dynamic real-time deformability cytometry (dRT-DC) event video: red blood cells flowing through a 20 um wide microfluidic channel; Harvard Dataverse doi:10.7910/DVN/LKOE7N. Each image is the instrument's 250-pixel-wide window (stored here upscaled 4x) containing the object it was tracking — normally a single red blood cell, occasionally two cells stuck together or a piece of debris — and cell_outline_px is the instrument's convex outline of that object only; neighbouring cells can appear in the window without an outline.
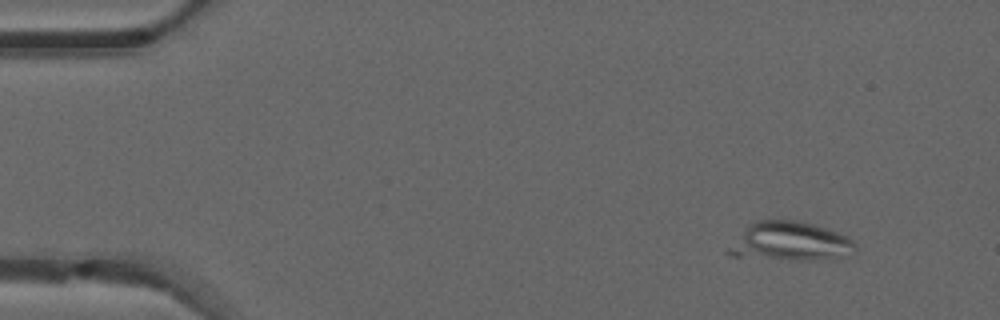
{"species": "common noctule bat (a hibernating species)", "species_latin": "Nyctalus noctula", "temperature_condition": "warm", "stored_images_in_passage": 16, "camera_frame_rate_fps": 3000, "um_per_image_px": 0.085, "animal": {"sex": "male", "forearm_length_mm": 52.5}, "frame": {"image": 1, "passage_image": 1, "time_ms": 0.0, "image_size_px": [1000, 320], "cell_outline_px": [[856, 248], [832, 256], [812, 260], [800, 260], [728, 256], [724, 252], [748, 224], [756, 220], [796, 220], [812, 224], [840, 232], [852, 240], [856, 244]], "centroid_in_image_um": [67.03, 20.5], "position_along_channel_um": 18.0, "area_um2": 28.15}}